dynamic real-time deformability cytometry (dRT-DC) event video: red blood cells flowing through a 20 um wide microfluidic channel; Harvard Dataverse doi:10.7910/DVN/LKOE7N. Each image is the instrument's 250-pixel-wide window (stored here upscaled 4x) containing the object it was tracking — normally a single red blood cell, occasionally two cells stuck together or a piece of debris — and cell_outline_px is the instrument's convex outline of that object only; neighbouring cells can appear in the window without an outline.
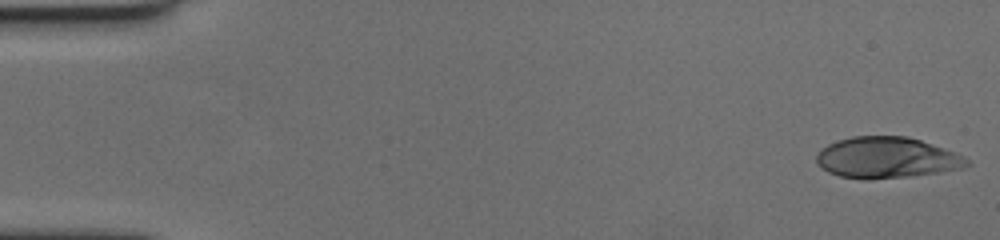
{"species": "human", "species_latin": "Homo sapiens", "temperature_condition": "cold", "stored_images_in_passage": 43, "camera_frame_rate_fps": 3000, "um_per_image_px": 0.085, "donor": {"sex": "female"}, "frame": {"image": 1, "passage_image": 1, "time_ms": 0.0, "image_size_px": [1000, 240], "cell_outline_px": [[968, 164], [956, 168], [936, 172], [904, 176], [840, 176], [828, 172], [816, 160], [816, 156], [828, 144], [852, 136], [908, 136], [920, 140], [952, 152], [968, 160]], "centroid_in_image_um": [75.32, 13.35], "position_along_channel_um": 9.7, "area_um2": 33.99}}
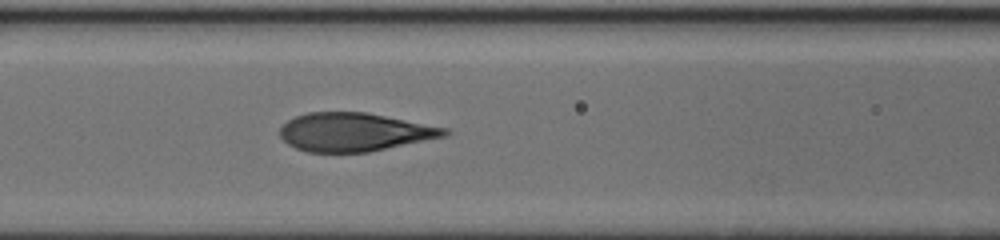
{"frame": {"image": 2, "passage_image": 25, "time_ms": 8.0, "image_size_px": [1000, 240], "cell_outline_px": [[452, 132], [448, 136], [368, 152], [308, 152], [296, 148], [288, 144], [280, 136], [280, 128], [288, 120], [296, 116], [308, 112], [368, 112], [448, 128]], "centroid_in_image_um": [30.17, 11.22], "position_along_channel_um": 136.4, "area_um2": 36.99}}
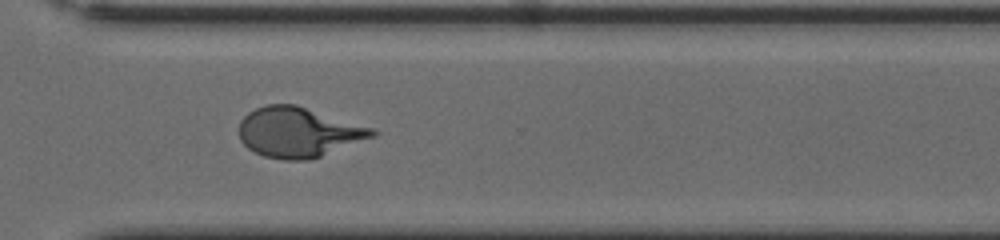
{"frame": {"image": 3, "passage_image": 43, "time_ms": 14.0, "image_size_px": [1000, 240], "cell_outline_px": [[380, 132], [376, 136], [320, 156], [308, 160], [284, 160], [264, 156], [248, 148], [240, 140], [240, 120], [248, 112], [256, 108], [268, 104], [296, 104], [376, 128]], "centroid_in_image_um": [25.41, 11.23], "position_along_channel_um": 345.2, "area_um2": 39.02}}